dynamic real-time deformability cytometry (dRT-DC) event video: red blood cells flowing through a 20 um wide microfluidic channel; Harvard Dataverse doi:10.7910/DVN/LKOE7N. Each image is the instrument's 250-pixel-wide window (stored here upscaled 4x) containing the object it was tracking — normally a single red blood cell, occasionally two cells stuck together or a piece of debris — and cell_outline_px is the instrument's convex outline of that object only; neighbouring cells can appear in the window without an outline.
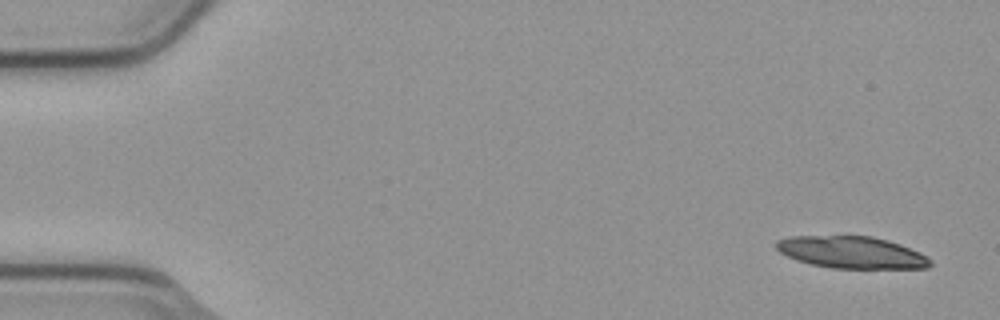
{"species": "common noctule bat (a hibernating species)", "species_latin": "Nyctalus noctula", "temperature_condition": "cold", "stored_images_in_passage": 10, "camera_frame_rate_fps": 3000, "um_per_image_px": 0.085, "animal": {"sex": "male", "body_mass_g": 23.1, "forearm_length_mm": 52.7}, "frame": {"image": 1, "passage_image": 1, "time_ms": 0.0, "image_size_px": [1000, 320], "cell_outline_px": [[932, 264], [928, 268], [832, 268], [812, 264], [796, 260], [780, 252], [776, 248], [776, 240], [788, 236], [872, 236], [888, 240], [900, 244], [920, 252], [928, 256], [932, 260]], "centroid_in_image_um": [72.41, 21.45], "position_along_channel_um": 12.6, "area_um2": 28.78}}
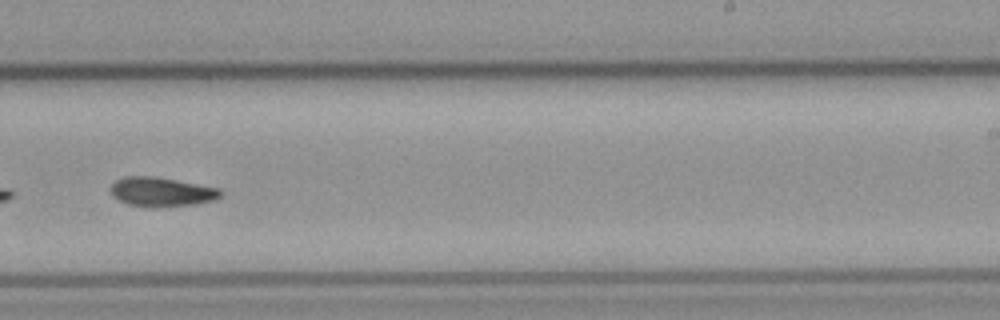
{"frame": {"image": 2, "passage_image": 10, "time_ms": 3.0, "image_size_px": [1000, 320], "cell_outline_px": [[224, 192], [216, 200], [196, 204], [152, 208], [128, 204], [112, 196], [112, 184], [116, 180], [124, 176], [156, 176], [220, 188]], "centroid_in_image_um": [13.77, 16.31], "position_along_channel_um": 275.2, "area_um2": 18.96}}